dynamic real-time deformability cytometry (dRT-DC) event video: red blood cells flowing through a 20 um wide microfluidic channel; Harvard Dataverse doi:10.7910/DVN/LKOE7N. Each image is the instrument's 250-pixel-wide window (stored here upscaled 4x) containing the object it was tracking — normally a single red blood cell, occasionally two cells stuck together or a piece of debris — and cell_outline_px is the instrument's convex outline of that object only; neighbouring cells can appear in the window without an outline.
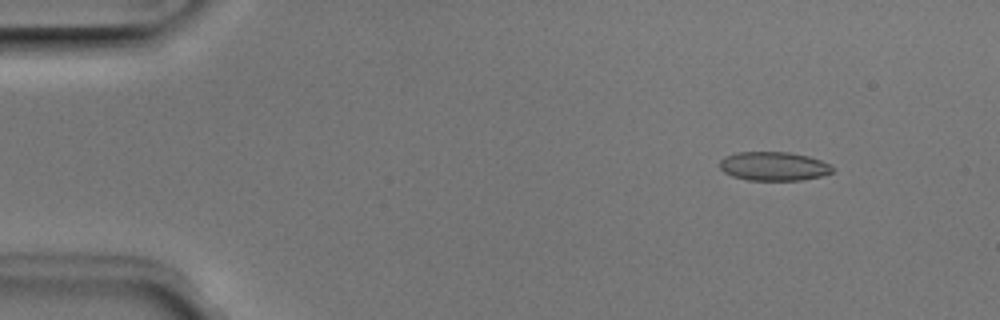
{"species": "Egyptian fruit bat (a non-hibernating species)", "species_latin": "Rousettus aegyptiacus", "temperature_condition": "room temperature", "stored_images_in_passage": 7, "camera_frame_rate_fps": 3000, "um_per_image_px": 0.085, "animal": {"sex": "male"}, "frame": {"image": 1, "passage_image": 2, "time_ms": 0.333, "image_size_px": [1000, 320], "cell_outline_px": [[832, 172], [820, 176], [800, 180], [748, 180], [732, 176], [724, 172], [720, 168], [720, 160], [724, 156], [736, 152], [788, 152], [808, 156], [832, 164]], "centroid_in_image_um": [65.74, 14.12], "position_along_channel_um": 19.3, "area_um2": 18.96}}
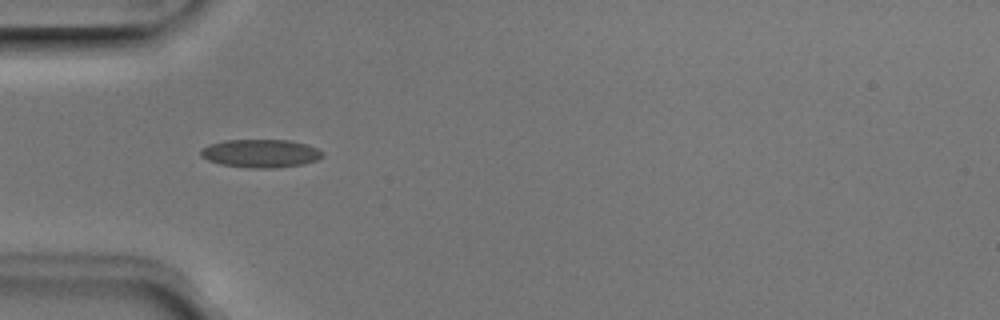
{"frame": {"image": 2, "passage_image": 5, "time_ms": 1.333, "image_size_px": [1000, 320], "cell_outline_px": [[324, 156], [316, 160], [304, 164], [276, 168], [248, 168], [220, 164], [208, 160], [200, 156], [200, 148], [208, 144], [224, 140], [288, 140], [308, 144], [324, 152]], "centroid_in_image_um": [22.14, 13.04], "position_along_channel_um": 62.9, "area_um2": 20.29}}
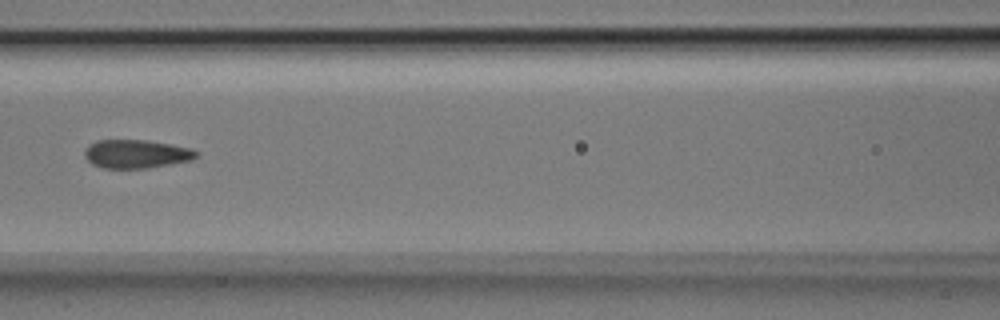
{"frame": {"image": 3, "passage_image": 7, "time_ms": 2.0, "image_size_px": [1000, 320], "cell_outline_px": [[200, 152], [192, 160], [148, 168], [104, 168], [92, 164], [84, 156], [84, 148], [88, 144], [96, 140], [148, 140], [172, 144], [192, 148]], "centroid_in_image_um": [11.58, 13.07], "position_along_channel_um": 155.0, "area_um2": 18.79}}